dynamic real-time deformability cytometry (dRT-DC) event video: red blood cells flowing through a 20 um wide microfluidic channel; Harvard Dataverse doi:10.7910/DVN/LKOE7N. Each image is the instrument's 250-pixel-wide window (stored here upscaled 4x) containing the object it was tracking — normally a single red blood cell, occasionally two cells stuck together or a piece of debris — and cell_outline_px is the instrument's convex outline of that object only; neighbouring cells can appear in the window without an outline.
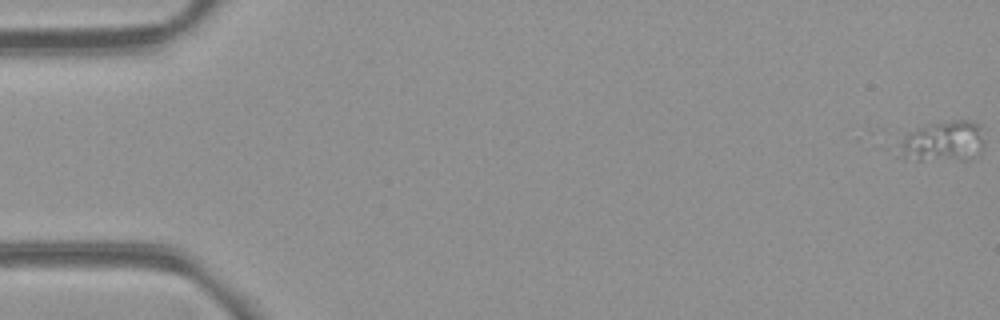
{"species": "common noctule bat (a hibernating species)", "species_latin": "Nyctalus noctula", "temperature_condition": "room temperature", "stored_images_in_passage": 6, "camera_frame_rate_fps": 3000, "um_per_image_px": 0.085, "animal": {"sex": "female", "body_mass_g": 21.9}, "frame": {"image": 1, "passage_image": 1, "time_ms": 0.0, "image_size_px": [1000, 320], "cell_outline_px": [[984, 144], [976, 156], [968, 160], [904, 160], [896, 156], [884, 148], [880, 144], [916, 128], [928, 124], [952, 120], [972, 120], [980, 124], [984, 128]], "centroid_in_image_um": [79.83, 12.04], "position_along_channel_um": 5.2, "area_um2": 22.83}}
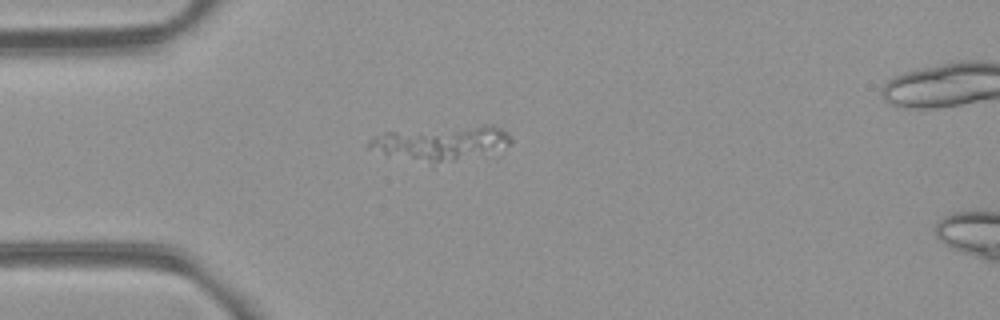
{"frame": {"image": 2, "passage_image": 5, "time_ms": 4.667, "image_size_px": [1000, 320], "cell_outline_px": [[512, 144], [500, 156], [432, 168], [384, 152], [368, 144], [368, 140], [384, 132], [488, 124], [492, 124], [508, 132], [512, 140]], "centroid_in_image_um": [37.8, 12.27], "position_along_channel_um": 47.2, "area_um2": 30.98}}